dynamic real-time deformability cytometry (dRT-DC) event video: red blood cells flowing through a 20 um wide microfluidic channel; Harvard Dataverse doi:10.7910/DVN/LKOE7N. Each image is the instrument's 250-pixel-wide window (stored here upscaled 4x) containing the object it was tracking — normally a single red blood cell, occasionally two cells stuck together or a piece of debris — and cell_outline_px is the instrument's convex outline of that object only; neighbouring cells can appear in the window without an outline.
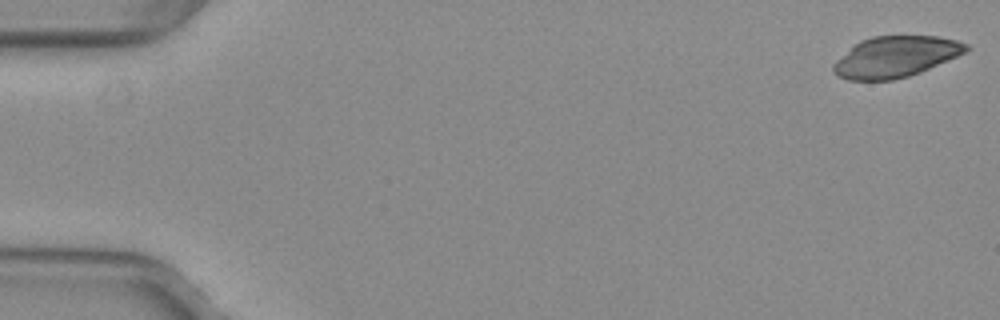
{"species": "common noctule bat (a hibernating species)", "species_latin": "Nyctalus noctula", "temperature_condition": "warm", "stored_images_in_passage": 11, "camera_frame_rate_fps": 3000, "um_per_image_px": 0.085, "animal": {"sex": "female", "body_mass_g": 29.2, "forearm_length_mm": 56.3}, "frame": {"image": 1, "passage_image": 1, "time_ms": 0.0, "image_size_px": [1000, 320], "cell_outline_px": [[972, 48], [968, 52], [920, 72], [908, 76], [892, 80], [848, 80], [836, 76], [832, 72], [832, 64], [836, 60], [860, 40], [872, 36], [936, 36], [956, 40], [968, 44]], "centroid_in_image_um": [76.13, 4.83], "position_along_channel_um": 8.9, "area_um2": 31.85}}